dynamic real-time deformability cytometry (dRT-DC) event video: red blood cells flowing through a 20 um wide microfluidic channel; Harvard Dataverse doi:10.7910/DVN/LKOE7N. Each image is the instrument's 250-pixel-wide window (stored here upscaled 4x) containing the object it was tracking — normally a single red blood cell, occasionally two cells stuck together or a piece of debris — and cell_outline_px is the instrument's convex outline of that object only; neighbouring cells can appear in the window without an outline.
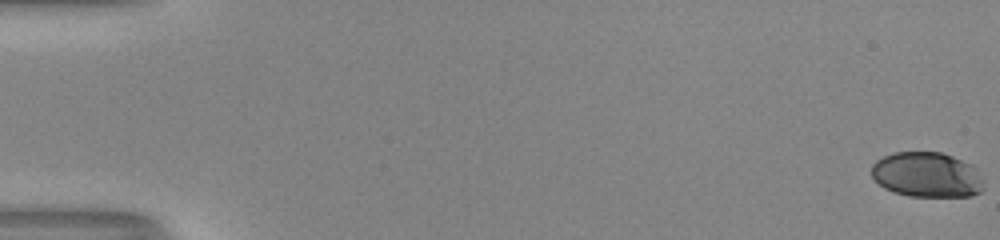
{"species": "human", "species_latin": "Homo sapiens", "temperature_condition": "room temperature", "stored_images_in_passage": 54, "camera_frame_rate_fps": 3000, "um_per_image_px": 0.085, "donor": {"sex": "male"}, "frame": {"image": 1, "passage_image": 1, "time_ms": 0.0, "image_size_px": [1000, 240], "cell_outline_px": [[984, 188], [980, 192], [972, 196], [908, 196], [884, 188], [872, 176], [872, 164], [876, 160], [892, 152], [940, 152], [952, 156], [972, 164], [976, 168], [984, 180]], "centroid_in_image_um": [78.82, 14.85], "position_along_channel_um": 6.2, "area_um2": 29.65}}
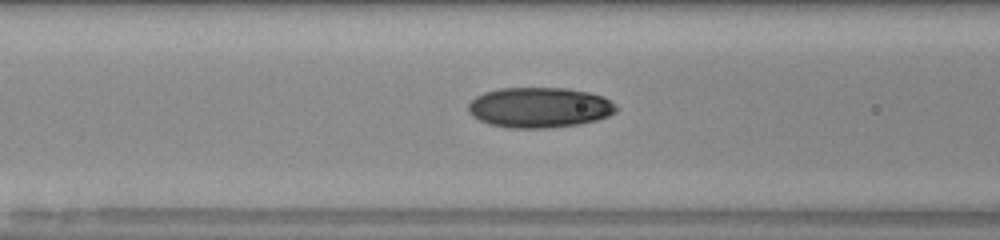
{"frame": {"image": 2, "passage_image": 24, "time_ms": 7.667, "image_size_px": [1000, 240], "cell_outline_px": [[620, 108], [616, 112], [608, 116], [596, 120], [580, 124], [548, 128], [508, 128], [488, 124], [472, 116], [468, 112], [468, 104], [476, 96], [484, 92], [500, 88], [564, 88], [588, 92], [604, 96], [616, 104]], "centroid_in_image_um": [45.87, 9.14], "position_along_channel_um": 120.7, "area_um2": 35.08}}
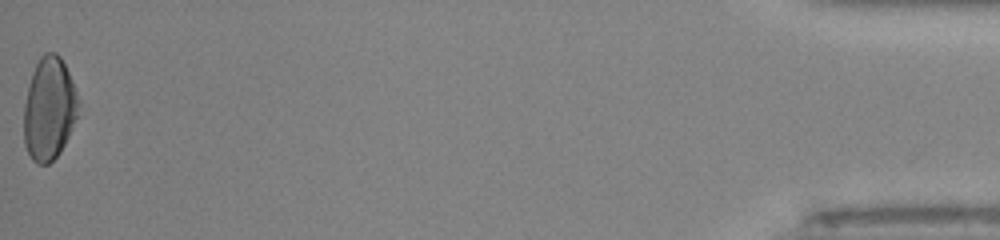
{"frame": {"image": 3, "passage_image": 54, "time_ms": 17.667, "image_size_px": [1000, 240], "cell_outline_px": [[80, 116], [60, 152], [48, 164], [36, 164], [32, 160], [24, 144], [24, 104], [32, 72], [40, 56], [44, 52], [56, 52], [60, 56], [72, 80], [80, 100]], "centroid_in_image_um": [4.21, 9.25], "position_along_channel_um": 431.0, "area_um2": 33.23}, "authors_computed_cell_mechanics": {"area_um2": 33.235, "velocity_mm_per_s": 4.0903, "shape_relaxation_time_tau1_ms": null, "shape_relaxation_time_tau2_ms": 2.2259, "deformation_change_tau1": null, "deformation_change_tau2": 0.064}}